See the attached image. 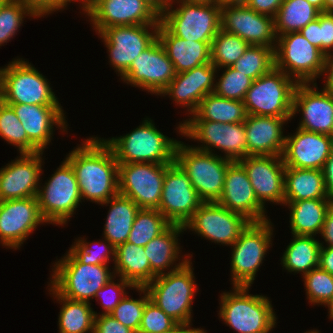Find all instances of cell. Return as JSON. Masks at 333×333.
I'll return each instance as SVG.
<instances>
[{"label": "cell", "instance_id": "6da1fadb", "mask_svg": "<svg viewBox=\"0 0 333 333\" xmlns=\"http://www.w3.org/2000/svg\"><path fill=\"white\" fill-rule=\"evenodd\" d=\"M65 159L75 171L83 201L101 204L119 194L118 162L103 139H85Z\"/></svg>", "mask_w": 333, "mask_h": 333}, {"label": "cell", "instance_id": "7a4b0ae2", "mask_svg": "<svg viewBox=\"0 0 333 333\" xmlns=\"http://www.w3.org/2000/svg\"><path fill=\"white\" fill-rule=\"evenodd\" d=\"M189 256L145 286L150 300L177 323H191V305L197 292Z\"/></svg>", "mask_w": 333, "mask_h": 333}, {"label": "cell", "instance_id": "3957f363", "mask_svg": "<svg viewBox=\"0 0 333 333\" xmlns=\"http://www.w3.org/2000/svg\"><path fill=\"white\" fill-rule=\"evenodd\" d=\"M148 119V120H147ZM142 125L124 136L103 139L118 163L172 164L179 141L163 135L147 118Z\"/></svg>", "mask_w": 333, "mask_h": 333}, {"label": "cell", "instance_id": "277c9868", "mask_svg": "<svg viewBox=\"0 0 333 333\" xmlns=\"http://www.w3.org/2000/svg\"><path fill=\"white\" fill-rule=\"evenodd\" d=\"M233 289L221 294L219 317L237 333H269L277 318L268 297L248 294L250 287Z\"/></svg>", "mask_w": 333, "mask_h": 333}, {"label": "cell", "instance_id": "5b68a950", "mask_svg": "<svg viewBox=\"0 0 333 333\" xmlns=\"http://www.w3.org/2000/svg\"><path fill=\"white\" fill-rule=\"evenodd\" d=\"M175 162L188 175L203 202H217L224 189L225 174L233 162L224 156L197 150L178 142Z\"/></svg>", "mask_w": 333, "mask_h": 333}, {"label": "cell", "instance_id": "8992f818", "mask_svg": "<svg viewBox=\"0 0 333 333\" xmlns=\"http://www.w3.org/2000/svg\"><path fill=\"white\" fill-rule=\"evenodd\" d=\"M160 16V23L173 35L194 42H212L221 29V6L214 3L177 1Z\"/></svg>", "mask_w": 333, "mask_h": 333}, {"label": "cell", "instance_id": "52a82bcc", "mask_svg": "<svg viewBox=\"0 0 333 333\" xmlns=\"http://www.w3.org/2000/svg\"><path fill=\"white\" fill-rule=\"evenodd\" d=\"M47 80L31 63L13 60L0 68V99L6 104L60 105Z\"/></svg>", "mask_w": 333, "mask_h": 333}, {"label": "cell", "instance_id": "ba28073f", "mask_svg": "<svg viewBox=\"0 0 333 333\" xmlns=\"http://www.w3.org/2000/svg\"><path fill=\"white\" fill-rule=\"evenodd\" d=\"M108 265L82 264L69 251L54 264L50 285L63 297L89 302L111 280Z\"/></svg>", "mask_w": 333, "mask_h": 333}, {"label": "cell", "instance_id": "9c48e42d", "mask_svg": "<svg viewBox=\"0 0 333 333\" xmlns=\"http://www.w3.org/2000/svg\"><path fill=\"white\" fill-rule=\"evenodd\" d=\"M276 42L275 68L290 76L297 84L313 83L323 75L325 54L299 32L277 36Z\"/></svg>", "mask_w": 333, "mask_h": 333}, {"label": "cell", "instance_id": "30bf717a", "mask_svg": "<svg viewBox=\"0 0 333 333\" xmlns=\"http://www.w3.org/2000/svg\"><path fill=\"white\" fill-rule=\"evenodd\" d=\"M297 83L275 67L252 82L244 105L247 115L292 117L293 95Z\"/></svg>", "mask_w": 333, "mask_h": 333}, {"label": "cell", "instance_id": "8fae6325", "mask_svg": "<svg viewBox=\"0 0 333 333\" xmlns=\"http://www.w3.org/2000/svg\"><path fill=\"white\" fill-rule=\"evenodd\" d=\"M270 220L250 222L231 245V274L233 286L251 287L256 273L271 244L273 235Z\"/></svg>", "mask_w": 333, "mask_h": 333}, {"label": "cell", "instance_id": "7c38bea8", "mask_svg": "<svg viewBox=\"0 0 333 333\" xmlns=\"http://www.w3.org/2000/svg\"><path fill=\"white\" fill-rule=\"evenodd\" d=\"M45 185L37 194L42 217L46 223L66 224L82 200L71 164L65 159Z\"/></svg>", "mask_w": 333, "mask_h": 333}, {"label": "cell", "instance_id": "4fadbf2b", "mask_svg": "<svg viewBox=\"0 0 333 333\" xmlns=\"http://www.w3.org/2000/svg\"><path fill=\"white\" fill-rule=\"evenodd\" d=\"M178 129L181 135L203 143L204 146L193 147L197 150L212 153V147H215L224 151V157L232 161L248 156L244 122L223 124L208 120H185Z\"/></svg>", "mask_w": 333, "mask_h": 333}, {"label": "cell", "instance_id": "5bb4252c", "mask_svg": "<svg viewBox=\"0 0 333 333\" xmlns=\"http://www.w3.org/2000/svg\"><path fill=\"white\" fill-rule=\"evenodd\" d=\"M171 164L118 163L119 194L140 208L158 209L164 176Z\"/></svg>", "mask_w": 333, "mask_h": 333}, {"label": "cell", "instance_id": "9a60e30c", "mask_svg": "<svg viewBox=\"0 0 333 333\" xmlns=\"http://www.w3.org/2000/svg\"><path fill=\"white\" fill-rule=\"evenodd\" d=\"M159 25L113 26L97 33L108 48L109 60L120 77L158 39ZM151 30L149 32L148 30Z\"/></svg>", "mask_w": 333, "mask_h": 333}, {"label": "cell", "instance_id": "2e32d148", "mask_svg": "<svg viewBox=\"0 0 333 333\" xmlns=\"http://www.w3.org/2000/svg\"><path fill=\"white\" fill-rule=\"evenodd\" d=\"M249 223L243 215L217 202H203L184 225V229L195 231L214 243L231 246Z\"/></svg>", "mask_w": 333, "mask_h": 333}, {"label": "cell", "instance_id": "e0dca14e", "mask_svg": "<svg viewBox=\"0 0 333 333\" xmlns=\"http://www.w3.org/2000/svg\"><path fill=\"white\" fill-rule=\"evenodd\" d=\"M203 203L185 171L172 163L165 171L158 211L171 224L184 226Z\"/></svg>", "mask_w": 333, "mask_h": 333}, {"label": "cell", "instance_id": "ac0fdd59", "mask_svg": "<svg viewBox=\"0 0 333 333\" xmlns=\"http://www.w3.org/2000/svg\"><path fill=\"white\" fill-rule=\"evenodd\" d=\"M86 15L98 33L113 26L160 23V15L144 0H90Z\"/></svg>", "mask_w": 333, "mask_h": 333}, {"label": "cell", "instance_id": "d6986e66", "mask_svg": "<svg viewBox=\"0 0 333 333\" xmlns=\"http://www.w3.org/2000/svg\"><path fill=\"white\" fill-rule=\"evenodd\" d=\"M175 75L173 63L157 39L136 57L121 79L127 84L160 95Z\"/></svg>", "mask_w": 333, "mask_h": 333}, {"label": "cell", "instance_id": "ffe728a7", "mask_svg": "<svg viewBox=\"0 0 333 333\" xmlns=\"http://www.w3.org/2000/svg\"><path fill=\"white\" fill-rule=\"evenodd\" d=\"M38 198L0 201V243L8 248H19L41 223Z\"/></svg>", "mask_w": 333, "mask_h": 333}, {"label": "cell", "instance_id": "44dd1931", "mask_svg": "<svg viewBox=\"0 0 333 333\" xmlns=\"http://www.w3.org/2000/svg\"><path fill=\"white\" fill-rule=\"evenodd\" d=\"M221 29L236 34L249 45L276 46L274 18L246 5L221 6Z\"/></svg>", "mask_w": 333, "mask_h": 333}, {"label": "cell", "instance_id": "7402d4cb", "mask_svg": "<svg viewBox=\"0 0 333 333\" xmlns=\"http://www.w3.org/2000/svg\"><path fill=\"white\" fill-rule=\"evenodd\" d=\"M297 84L293 95L292 116L302 112L299 128L333 137V95L317 90L316 83Z\"/></svg>", "mask_w": 333, "mask_h": 333}, {"label": "cell", "instance_id": "603a6c76", "mask_svg": "<svg viewBox=\"0 0 333 333\" xmlns=\"http://www.w3.org/2000/svg\"><path fill=\"white\" fill-rule=\"evenodd\" d=\"M244 167L258 201L284 204L285 165L282 156H247L238 160Z\"/></svg>", "mask_w": 333, "mask_h": 333}, {"label": "cell", "instance_id": "cb8c5ba5", "mask_svg": "<svg viewBox=\"0 0 333 333\" xmlns=\"http://www.w3.org/2000/svg\"><path fill=\"white\" fill-rule=\"evenodd\" d=\"M43 152L20 154L0 169V201L37 197Z\"/></svg>", "mask_w": 333, "mask_h": 333}, {"label": "cell", "instance_id": "d4e9b609", "mask_svg": "<svg viewBox=\"0 0 333 333\" xmlns=\"http://www.w3.org/2000/svg\"><path fill=\"white\" fill-rule=\"evenodd\" d=\"M217 203L243 215L250 222L268 220L265 207L258 201L244 167L233 161L225 174L224 189Z\"/></svg>", "mask_w": 333, "mask_h": 333}, {"label": "cell", "instance_id": "484cf974", "mask_svg": "<svg viewBox=\"0 0 333 333\" xmlns=\"http://www.w3.org/2000/svg\"><path fill=\"white\" fill-rule=\"evenodd\" d=\"M296 130L293 136H285V167L323 170L333 148V137L299 127Z\"/></svg>", "mask_w": 333, "mask_h": 333}, {"label": "cell", "instance_id": "4316f807", "mask_svg": "<svg viewBox=\"0 0 333 333\" xmlns=\"http://www.w3.org/2000/svg\"><path fill=\"white\" fill-rule=\"evenodd\" d=\"M216 72L217 68L212 63H206L177 73L160 95H169L177 105L187 107L189 114H193L201 100L214 93Z\"/></svg>", "mask_w": 333, "mask_h": 333}, {"label": "cell", "instance_id": "83f0119b", "mask_svg": "<svg viewBox=\"0 0 333 333\" xmlns=\"http://www.w3.org/2000/svg\"><path fill=\"white\" fill-rule=\"evenodd\" d=\"M22 123L28 139L41 151L51 142L53 127L65 131L67 122L60 105L8 104Z\"/></svg>", "mask_w": 333, "mask_h": 333}, {"label": "cell", "instance_id": "f1b7e54d", "mask_svg": "<svg viewBox=\"0 0 333 333\" xmlns=\"http://www.w3.org/2000/svg\"><path fill=\"white\" fill-rule=\"evenodd\" d=\"M293 117L247 115L244 121L248 156H282L283 124Z\"/></svg>", "mask_w": 333, "mask_h": 333}, {"label": "cell", "instance_id": "f546056e", "mask_svg": "<svg viewBox=\"0 0 333 333\" xmlns=\"http://www.w3.org/2000/svg\"><path fill=\"white\" fill-rule=\"evenodd\" d=\"M158 40L177 73L211 63V42H194L171 34L161 23L158 27Z\"/></svg>", "mask_w": 333, "mask_h": 333}, {"label": "cell", "instance_id": "4dcf8cb0", "mask_svg": "<svg viewBox=\"0 0 333 333\" xmlns=\"http://www.w3.org/2000/svg\"><path fill=\"white\" fill-rule=\"evenodd\" d=\"M114 275L129 281L134 287H145L157 275L151 270L144 247L125 242L116 247Z\"/></svg>", "mask_w": 333, "mask_h": 333}, {"label": "cell", "instance_id": "1f68e13d", "mask_svg": "<svg viewBox=\"0 0 333 333\" xmlns=\"http://www.w3.org/2000/svg\"><path fill=\"white\" fill-rule=\"evenodd\" d=\"M290 208V228L293 235L316 236L321 233L331 199L285 201Z\"/></svg>", "mask_w": 333, "mask_h": 333}, {"label": "cell", "instance_id": "d6a6232c", "mask_svg": "<svg viewBox=\"0 0 333 333\" xmlns=\"http://www.w3.org/2000/svg\"><path fill=\"white\" fill-rule=\"evenodd\" d=\"M109 203L110 208L104 226V238L116 248L127 242L140 207L132 199L120 194L101 203V205Z\"/></svg>", "mask_w": 333, "mask_h": 333}, {"label": "cell", "instance_id": "836d02e7", "mask_svg": "<svg viewBox=\"0 0 333 333\" xmlns=\"http://www.w3.org/2000/svg\"><path fill=\"white\" fill-rule=\"evenodd\" d=\"M285 201L329 199L323 170L285 167Z\"/></svg>", "mask_w": 333, "mask_h": 333}, {"label": "cell", "instance_id": "e575fe53", "mask_svg": "<svg viewBox=\"0 0 333 333\" xmlns=\"http://www.w3.org/2000/svg\"><path fill=\"white\" fill-rule=\"evenodd\" d=\"M183 230L185 231L184 226L171 224L163 233L144 246L151 270L157 276L165 274V269L169 270L168 268L179 259L178 236Z\"/></svg>", "mask_w": 333, "mask_h": 333}, {"label": "cell", "instance_id": "d590c367", "mask_svg": "<svg viewBox=\"0 0 333 333\" xmlns=\"http://www.w3.org/2000/svg\"><path fill=\"white\" fill-rule=\"evenodd\" d=\"M49 286L51 294L63 304L58 316L59 333H93L95 316L98 314L93 311L91 303L65 298Z\"/></svg>", "mask_w": 333, "mask_h": 333}, {"label": "cell", "instance_id": "8d00e7d4", "mask_svg": "<svg viewBox=\"0 0 333 333\" xmlns=\"http://www.w3.org/2000/svg\"><path fill=\"white\" fill-rule=\"evenodd\" d=\"M320 241L314 236L293 235L281 262L288 272L301 273L302 276L319 267Z\"/></svg>", "mask_w": 333, "mask_h": 333}, {"label": "cell", "instance_id": "74e56055", "mask_svg": "<svg viewBox=\"0 0 333 333\" xmlns=\"http://www.w3.org/2000/svg\"><path fill=\"white\" fill-rule=\"evenodd\" d=\"M188 120H208L225 123H241L246 120L244 101L227 99L210 93L206 95L197 110Z\"/></svg>", "mask_w": 333, "mask_h": 333}, {"label": "cell", "instance_id": "f35d334b", "mask_svg": "<svg viewBox=\"0 0 333 333\" xmlns=\"http://www.w3.org/2000/svg\"><path fill=\"white\" fill-rule=\"evenodd\" d=\"M321 11L306 0H284L274 18L275 34L299 32L318 18Z\"/></svg>", "mask_w": 333, "mask_h": 333}, {"label": "cell", "instance_id": "ab89813d", "mask_svg": "<svg viewBox=\"0 0 333 333\" xmlns=\"http://www.w3.org/2000/svg\"><path fill=\"white\" fill-rule=\"evenodd\" d=\"M171 223L157 209L140 208L136 214L127 242L144 247L163 233Z\"/></svg>", "mask_w": 333, "mask_h": 333}, {"label": "cell", "instance_id": "60d3db41", "mask_svg": "<svg viewBox=\"0 0 333 333\" xmlns=\"http://www.w3.org/2000/svg\"><path fill=\"white\" fill-rule=\"evenodd\" d=\"M274 49L264 45H249L231 67L254 81L275 67Z\"/></svg>", "mask_w": 333, "mask_h": 333}, {"label": "cell", "instance_id": "b9f144b4", "mask_svg": "<svg viewBox=\"0 0 333 333\" xmlns=\"http://www.w3.org/2000/svg\"><path fill=\"white\" fill-rule=\"evenodd\" d=\"M0 136L18 148L20 154L41 152L29 139L13 108L0 99Z\"/></svg>", "mask_w": 333, "mask_h": 333}, {"label": "cell", "instance_id": "7bdbcfd3", "mask_svg": "<svg viewBox=\"0 0 333 333\" xmlns=\"http://www.w3.org/2000/svg\"><path fill=\"white\" fill-rule=\"evenodd\" d=\"M249 47V44L237 36L220 29L211 42V63L217 68L232 66Z\"/></svg>", "mask_w": 333, "mask_h": 333}, {"label": "cell", "instance_id": "ee69618b", "mask_svg": "<svg viewBox=\"0 0 333 333\" xmlns=\"http://www.w3.org/2000/svg\"><path fill=\"white\" fill-rule=\"evenodd\" d=\"M40 17L31 7L16 0H5L0 6V46L18 32L25 16Z\"/></svg>", "mask_w": 333, "mask_h": 333}, {"label": "cell", "instance_id": "f6af8a7d", "mask_svg": "<svg viewBox=\"0 0 333 333\" xmlns=\"http://www.w3.org/2000/svg\"><path fill=\"white\" fill-rule=\"evenodd\" d=\"M306 295L313 305H327L333 300V275L320 267L303 275Z\"/></svg>", "mask_w": 333, "mask_h": 333}, {"label": "cell", "instance_id": "bcb514c9", "mask_svg": "<svg viewBox=\"0 0 333 333\" xmlns=\"http://www.w3.org/2000/svg\"><path fill=\"white\" fill-rule=\"evenodd\" d=\"M135 289L142 292L144 296L137 300L126 297L127 295H125L121 302L109 315L118 320L124 326H127L138 333L144 314L145 304L150 297L145 287H135Z\"/></svg>", "mask_w": 333, "mask_h": 333}, {"label": "cell", "instance_id": "7dc6e473", "mask_svg": "<svg viewBox=\"0 0 333 333\" xmlns=\"http://www.w3.org/2000/svg\"><path fill=\"white\" fill-rule=\"evenodd\" d=\"M224 69V73L215 83L214 93L223 98L244 101L253 80L231 66L224 67Z\"/></svg>", "mask_w": 333, "mask_h": 333}, {"label": "cell", "instance_id": "c3c4849f", "mask_svg": "<svg viewBox=\"0 0 333 333\" xmlns=\"http://www.w3.org/2000/svg\"><path fill=\"white\" fill-rule=\"evenodd\" d=\"M93 243L95 242L87 243L84 238H81L75 241L68 251L82 264L108 265L111 255L113 256L111 260L115 261L116 248L107 239H105L104 243L103 241L95 243L99 245L97 251L93 250L94 247L91 246Z\"/></svg>", "mask_w": 333, "mask_h": 333}, {"label": "cell", "instance_id": "681fc988", "mask_svg": "<svg viewBox=\"0 0 333 333\" xmlns=\"http://www.w3.org/2000/svg\"><path fill=\"white\" fill-rule=\"evenodd\" d=\"M178 323L150 299L146 302L138 333H165Z\"/></svg>", "mask_w": 333, "mask_h": 333}, {"label": "cell", "instance_id": "f907efd6", "mask_svg": "<svg viewBox=\"0 0 333 333\" xmlns=\"http://www.w3.org/2000/svg\"><path fill=\"white\" fill-rule=\"evenodd\" d=\"M115 276L109 280L101 289H99L95 295V298H100L101 305L104 310L101 315H109L115 307L121 302L127 293L125 292V288L130 287L131 289H135V287L127 280L123 278H119L120 282L114 283Z\"/></svg>", "mask_w": 333, "mask_h": 333}, {"label": "cell", "instance_id": "816d5d0a", "mask_svg": "<svg viewBox=\"0 0 333 333\" xmlns=\"http://www.w3.org/2000/svg\"><path fill=\"white\" fill-rule=\"evenodd\" d=\"M320 50L325 55L333 51V13H320Z\"/></svg>", "mask_w": 333, "mask_h": 333}, {"label": "cell", "instance_id": "f5cc1de1", "mask_svg": "<svg viewBox=\"0 0 333 333\" xmlns=\"http://www.w3.org/2000/svg\"><path fill=\"white\" fill-rule=\"evenodd\" d=\"M93 333H136L131 328L124 326L111 315H97L94 321Z\"/></svg>", "mask_w": 333, "mask_h": 333}, {"label": "cell", "instance_id": "db71d44e", "mask_svg": "<svg viewBox=\"0 0 333 333\" xmlns=\"http://www.w3.org/2000/svg\"><path fill=\"white\" fill-rule=\"evenodd\" d=\"M284 0H247L246 6L259 14L275 18Z\"/></svg>", "mask_w": 333, "mask_h": 333}, {"label": "cell", "instance_id": "11a10c76", "mask_svg": "<svg viewBox=\"0 0 333 333\" xmlns=\"http://www.w3.org/2000/svg\"><path fill=\"white\" fill-rule=\"evenodd\" d=\"M299 33L312 45L320 49V14L317 19L307 24Z\"/></svg>", "mask_w": 333, "mask_h": 333}, {"label": "cell", "instance_id": "9f6ffc18", "mask_svg": "<svg viewBox=\"0 0 333 333\" xmlns=\"http://www.w3.org/2000/svg\"><path fill=\"white\" fill-rule=\"evenodd\" d=\"M323 173L327 195L329 199L333 201V148L328 159L326 160Z\"/></svg>", "mask_w": 333, "mask_h": 333}, {"label": "cell", "instance_id": "6f0895ef", "mask_svg": "<svg viewBox=\"0 0 333 333\" xmlns=\"http://www.w3.org/2000/svg\"><path fill=\"white\" fill-rule=\"evenodd\" d=\"M320 249V258H319V267L327 271L329 274L333 275V247L327 246L324 247L321 242Z\"/></svg>", "mask_w": 333, "mask_h": 333}, {"label": "cell", "instance_id": "680465c9", "mask_svg": "<svg viewBox=\"0 0 333 333\" xmlns=\"http://www.w3.org/2000/svg\"><path fill=\"white\" fill-rule=\"evenodd\" d=\"M320 234L327 243V246L333 247V204L326 213Z\"/></svg>", "mask_w": 333, "mask_h": 333}, {"label": "cell", "instance_id": "91938a15", "mask_svg": "<svg viewBox=\"0 0 333 333\" xmlns=\"http://www.w3.org/2000/svg\"><path fill=\"white\" fill-rule=\"evenodd\" d=\"M333 53H328L325 55V63H324V69L323 73H325L327 76L326 82L324 84L323 90L325 92H328L333 95ZM327 72V73H326Z\"/></svg>", "mask_w": 333, "mask_h": 333}, {"label": "cell", "instance_id": "94428289", "mask_svg": "<svg viewBox=\"0 0 333 333\" xmlns=\"http://www.w3.org/2000/svg\"><path fill=\"white\" fill-rule=\"evenodd\" d=\"M71 1H80V0H48V15L54 11L63 10L62 8L66 7L68 2ZM82 2V10L84 13L87 12L90 0H81Z\"/></svg>", "mask_w": 333, "mask_h": 333}, {"label": "cell", "instance_id": "6125c7cd", "mask_svg": "<svg viewBox=\"0 0 333 333\" xmlns=\"http://www.w3.org/2000/svg\"><path fill=\"white\" fill-rule=\"evenodd\" d=\"M31 7L40 17L48 15V0H16Z\"/></svg>", "mask_w": 333, "mask_h": 333}, {"label": "cell", "instance_id": "be15d7a7", "mask_svg": "<svg viewBox=\"0 0 333 333\" xmlns=\"http://www.w3.org/2000/svg\"><path fill=\"white\" fill-rule=\"evenodd\" d=\"M190 323H178L171 330L165 333H207L204 329L191 328Z\"/></svg>", "mask_w": 333, "mask_h": 333}, {"label": "cell", "instance_id": "e7e4bbea", "mask_svg": "<svg viewBox=\"0 0 333 333\" xmlns=\"http://www.w3.org/2000/svg\"><path fill=\"white\" fill-rule=\"evenodd\" d=\"M149 6H151L160 16L169 7L170 2L168 0H144Z\"/></svg>", "mask_w": 333, "mask_h": 333}, {"label": "cell", "instance_id": "03108f58", "mask_svg": "<svg viewBox=\"0 0 333 333\" xmlns=\"http://www.w3.org/2000/svg\"><path fill=\"white\" fill-rule=\"evenodd\" d=\"M216 3L220 6H223V5H246L247 0H216Z\"/></svg>", "mask_w": 333, "mask_h": 333}, {"label": "cell", "instance_id": "003e7915", "mask_svg": "<svg viewBox=\"0 0 333 333\" xmlns=\"http://www.w3.org/2000/svg\"><path fill=\"white\" fill-rule=\"evenodd\" d=\"M321 12H325V0H306Z\"/></svg>", "mask_w": 333, "mask_h": 333}, {"label": "cell", "instance_id": "a7ac6f4b", "mask_svg": "<svg viewBox=\"0 0 333 333\" xmlns=\"http://www.w3.org/2000/svg\"><path fill=\"white\" fill-rule=\"evenodd\" d=\"M325 12L333 13V0H325Z\"/></svg>", "mask_w": 333, "mask_h": 333}, {"label": "cell", "instance_id": "89a4df30", "mask_svg": "<svg viewBox=\"0 0 333 333\" xmlns=\"http://www.w3.org/2000/svg\"><path fill=\"white\" fill-rule=\"evenodd\" d=\"M176 1H185V2H194V3H214L216 0H176Z\"/></svg>", "mask_w": 333, "mask_h": 333}, {"label": "cell", "instance_id": "2644e50d", "mask_svg": "<svg viewBox=\"0 0 333 333\" xmlns=\"http://www.w3.org/2000/svg\"><path fill=\"white\" fill-rule=\"evenodd\" d=\"M329 308V318L333 319V300L327 306Z\"/></svg>", "mask_w": 333, "mask_h": 333}, {"label": "cell", "instance_id": "8c879c8a", "mask_svg": "<svg viewBox=\"0 0 333 333\" xmlns=\"http://www.w3.org/2000/svg\"><path fill=\"white\" fill-rule=\"evenodd\" d=\"M306 333H319V331L318 330H313V331H308V332H306Z\"/></svg>", "mask_w": 333, "mask_h": 333}, {"label": "cell", "instance_id": "753ad0ef", "mask_svg": "<svg viewBox=\"0 0 333 333\" xmlns=\"http://www.w3.org/2000/svg\"><path fill=\"white\" fill-rule=\"evenodd\" d=\"M4 1H5V0H0V6L3 4Z\"/></svg>", "mask_w": 333, "mask_h": 333}, {"label": "cell", "instance_id": "34e18365", "mask_svg": "<svg viewBox=\"0 0 333 333\" xmlns=\"http://www.w3.org/2000/svg\"><path fill=\"white\" fill-rule=\"evenodd\" d=\"M170 3H173V2H175V0H168Z\"/></svg>", "mask_w": 333, "mask_h": 333}]
</instances>
